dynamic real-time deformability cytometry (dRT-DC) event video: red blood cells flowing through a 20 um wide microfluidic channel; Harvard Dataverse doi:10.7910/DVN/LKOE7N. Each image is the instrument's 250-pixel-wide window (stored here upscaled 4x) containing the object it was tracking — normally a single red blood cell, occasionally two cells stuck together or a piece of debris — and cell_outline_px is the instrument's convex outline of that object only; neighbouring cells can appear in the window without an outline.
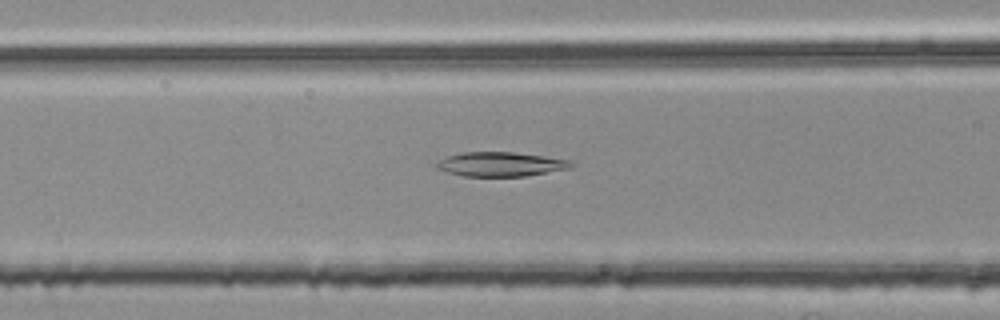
{"species": "common noctule bat (a hibernating species)", "species_latin": "Nyctalus noctula", "temperature_condition": "room temperature", "stored_images_in_passage": 31, "camera_frame_rate_fps": 3000, "um_per_image_px": 0.085, "animal": {"sex": "female", "body_mass_g": 25.1}, "frame": {"image": 1, "passage_image": 6, "time_ms": 1.667, "image_size_px": [1000, 320], "cell_outline_px": [[572, 164], [568, 168], [524, 176], [460, 176], [436, 168], [436, 164], [440, 160], [448, 156], [460, 152], [512, 152], [544, 156], [572, 160]], "centroid_in_image_um": [42.51, 13.95], "position_along_channel_um": 124.1, "area_um2": 18.84}}
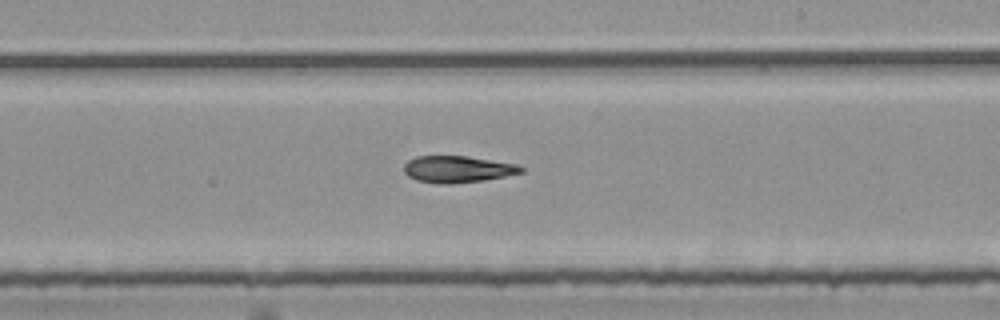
{"frame": {"image": 2, "passage_image": 16, "time_ms": 5.0, "image_size_px": [1000, 320], "cell_outline_px": [[524, 172], [484, 180], [448, 184], [436, 184], [416, 180], [408, 176], [404, 172], [404, 164], [408, 160], [416, 156], [468, 156], [516, 164], [524, 168]], "centroid_in_image_um": [38.86, 14.38], "position_along_channel_um": 250.1, "area_um2": 18.26}}
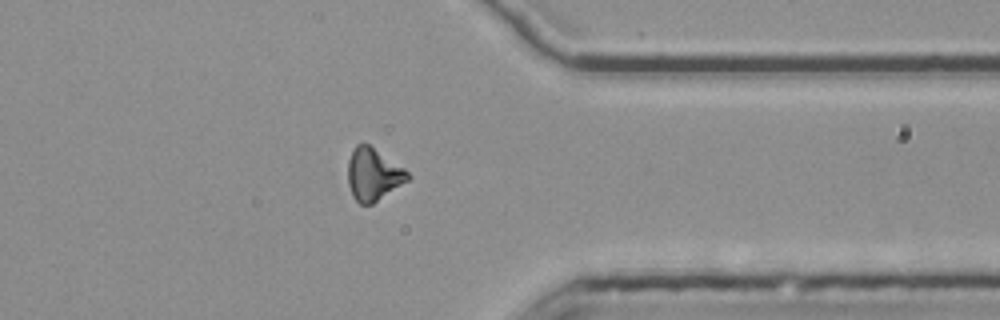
{"frame": {"image": 3, "passage_image": 27, "time_ms": 8.667, "image_size_px": [1000, 320], "cell_outline_px": [[412, 176], [408, 180], [372, 204], [360, 204], [352, 196], [348, 184], [348, 160], [352, 148], [356, 144], [364, 140], [404, 168]], "centroid_in_image_um": [31.7, 14.78], "position_along_channel_um": 379.7, "area_um2": 18.5}}